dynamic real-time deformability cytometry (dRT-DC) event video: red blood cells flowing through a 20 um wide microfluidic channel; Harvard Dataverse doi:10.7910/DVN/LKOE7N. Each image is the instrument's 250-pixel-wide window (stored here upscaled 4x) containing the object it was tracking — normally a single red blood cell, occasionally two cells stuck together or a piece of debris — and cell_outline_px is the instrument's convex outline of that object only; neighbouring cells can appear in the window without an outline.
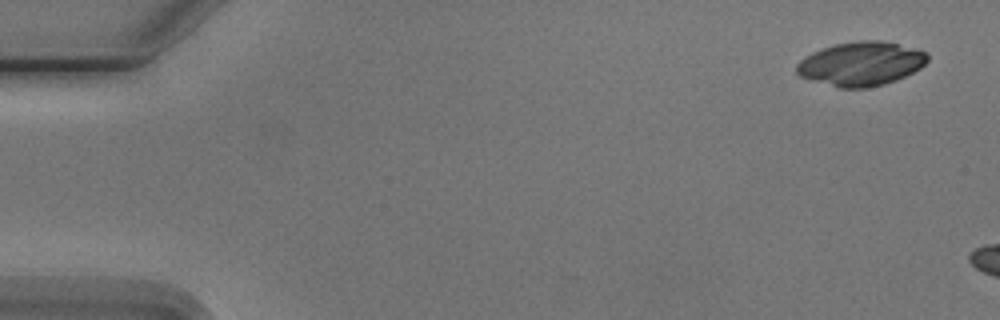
{"species": "Egyptian fruit bat (a non-hibernating species)", "species_latin": "Rousettus aegyptiacus", "temperature_condition": "cold", "stored_images_in_passage": 3, "camera_frame_rate_fps": 3000, "um_per_image_px": 0.085, "animal": {"sex": "male"}, "frame": {"image": 1, "passage_image": 1, "time_ms": 0.0, "image_size_px": [1000, 320], "cell_outline_px": [[928, 60], [920, 68], [896, 80], [884, 84], [864, 88], [840, 88], [812, 80], [800, 76], [796, 72], [796, 64], [800, 60], [812, 52], [836, 44], [856, 40], [880, 40], [916, 48], [928, 52]], "centroid_in_image_um": [73.19, 5.41], "position_along_channel_um": 11.8, "area_um2": 33.47}}